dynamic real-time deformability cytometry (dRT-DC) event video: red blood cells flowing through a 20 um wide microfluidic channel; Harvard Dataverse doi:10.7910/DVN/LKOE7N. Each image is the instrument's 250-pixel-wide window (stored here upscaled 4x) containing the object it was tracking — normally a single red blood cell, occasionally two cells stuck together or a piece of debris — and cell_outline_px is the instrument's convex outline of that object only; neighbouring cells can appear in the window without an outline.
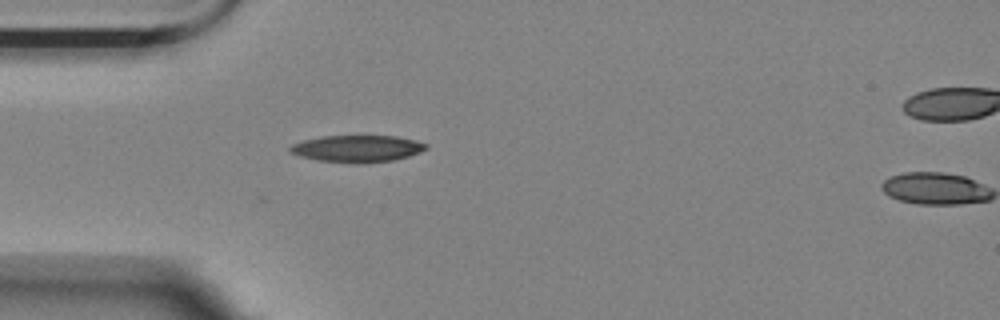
{"species": "Egyptian fruit bat (a non-hibernating species)", "species_latin": "Rousettus aegyptiacus", "temperature_condition": "room temperature", "stored_images_in_passage": 3, "camera_frame_rate_fps": 3000, "um_per_image_px": 0.085, "animal": {"sex": "female"}, "frame": {"image": 1, "passage_image": 2, "time_ms": 0.333, "image_size_px": [1000, 320], "cell_outline_px": [[428, 148], [420, 152], [408, 156], [392, 160], [316, 160], [300, 156], [292, 152], [288, 148], [292, 144], [304, 140], [324, 136], [396, 136], [416, 140], [428, 144]], "centroid_in_image_um": [30.4, 12.57], "position_along_channel_um": 54.6, "area_um2": 20.17}}